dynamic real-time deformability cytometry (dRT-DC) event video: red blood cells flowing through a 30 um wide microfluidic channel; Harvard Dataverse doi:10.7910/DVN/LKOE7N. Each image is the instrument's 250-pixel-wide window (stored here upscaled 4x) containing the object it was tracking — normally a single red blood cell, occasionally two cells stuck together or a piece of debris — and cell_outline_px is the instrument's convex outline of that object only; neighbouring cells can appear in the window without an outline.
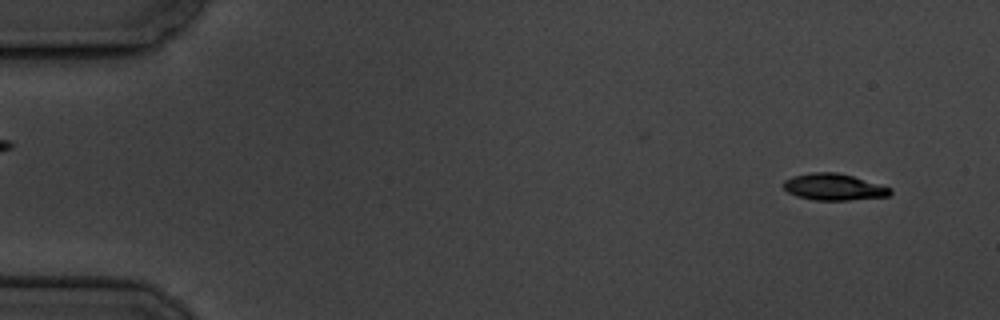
{"species": "common noctule bat (a hibernating species)", "species_latin": "Nyctalus noctula", "temperature_condition": "cold", "stored_images_in_passage": 5, "camera_frame_rate_fps": 3000, "um_per_image_px": 0.085, "animal": {"sex": "male", "body_mass_g": 19.5, "forearm_length_mm": 54.6}, "frame": {"image": 1, "passage_image": 1, "time_ms": 0.0, "image_size_px": [1000, 320], "cell_outline_px": [[892, 192], [888, 196], [848, 200], [812, 200], [796, 196], [788, 192], [784, 188], [784, 180], [792, 176], [812, 172], [836, 172], [852, 176], [892, 188]], "centroid_in_image_um": [70.85, 15.89], "position_along_channel_um": 14.1, "area_um2": 16.47}}
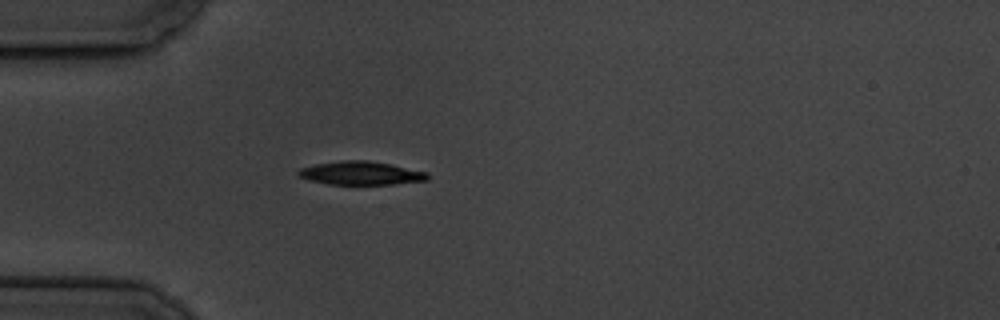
{"frame": {"image": 2, "passage_image": 5, "time_ms": 4.333, "image_size_px": [1000, 320], "cell_outline_px": [[428, 180], [392, 184], [328, 184], [308, 180], [300, 176], [296, 172], [300, 168], [316, 164], [340, 160], [368, 160], [392, 164], [428, 172]], "centroid_in_image_um": [30.68, 14.71], "position_along_channel_um": 54.3, "area_um2": 17.69}}